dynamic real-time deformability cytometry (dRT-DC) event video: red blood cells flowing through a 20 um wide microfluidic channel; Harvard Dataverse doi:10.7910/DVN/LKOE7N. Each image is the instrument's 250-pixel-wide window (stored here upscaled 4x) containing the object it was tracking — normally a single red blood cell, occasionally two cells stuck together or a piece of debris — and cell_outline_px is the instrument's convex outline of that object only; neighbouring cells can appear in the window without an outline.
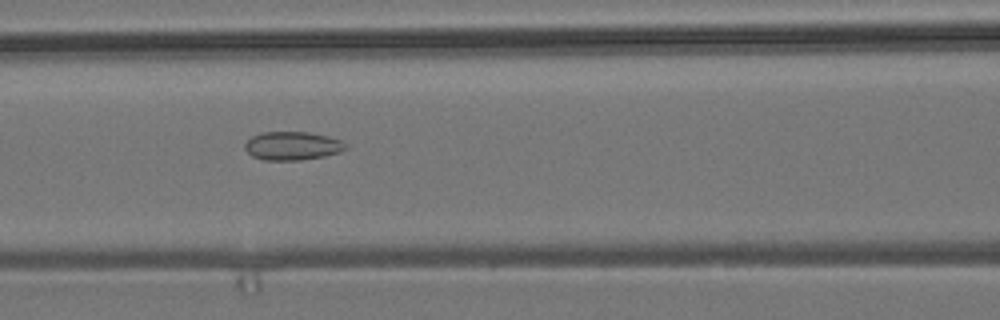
{"species": "common noctule bat (a hibernating species)", "species_latin": "Nyctalus noctula", "temperature_condition": "room temperature", "stored_images_in_passage": 15, "camera_frame_rate_fps": 3000, "um_per_image_px": 0.085, "animal": {"sex": "male", "body_mass_g": 19.2, "forearm_length_mm": 51.8}, "frame": {"image": 1, "passage_image": 7, "time_ms": 2.0, "image_size_px": [1000, 320], "cell_outline_px": [[348, 148], [340, 152], [324, 156], [300, 160], [264, 160], [252, 156], [244, 148], [244, 144], [252, 136], [260, 132], [308, 132], [328, 136], [340, 140], [348, 144]], "centroid_in_image_um": [24.86, 12.39], "position_along_channel_um": 141.7, "area_um2": 16.82}}
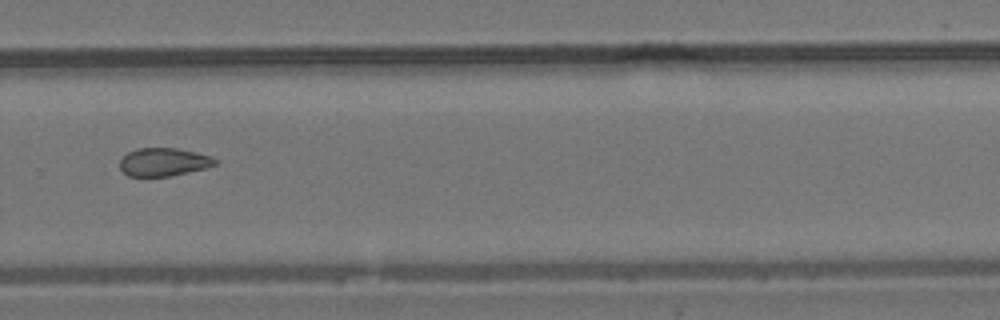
{"frame": {"image": 2, "passage_image": 11, "time_ms": 3.333, "image_size_px": [1000, 320], "cell_outline_px": [[220, 160], [216, 164], [204, 168], [172, 176], [128, 176], [120, 168], [120, 160], [128, 152], [136, 148], [176, 148], [196, 152], [212, 156]], "centroid_in_image_um": [13.93, 13.76], "position_along_channel_um": 315.9, "area_um2": 15.66}}
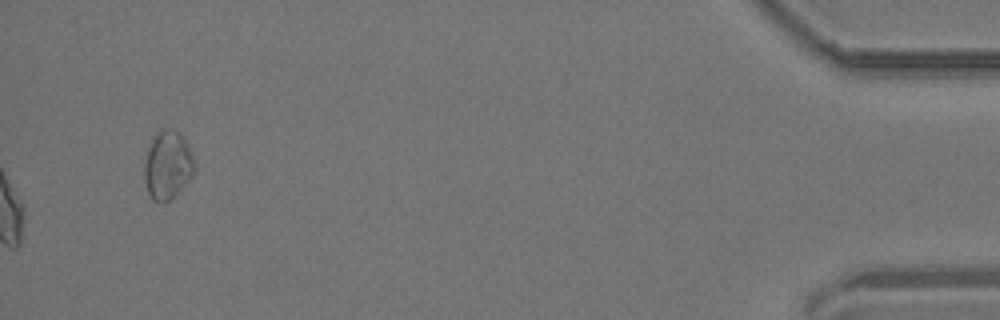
{"frame": {"image": 3, "passage_image": 15, "time_ms": 4.667, "image_size_px": [1000, 320], "cell_outline_px": [[196, 172], [168, 200], [152, 200], [144, 184], [144, 160], [152, 136], [156, 132], [164, 128], [172, 128], [188, 144], [196, 160]], "centroid_in_image_um": [14.24, 13.98], "position_along_channel_um": 421.0, "area_um2": 20.0}}